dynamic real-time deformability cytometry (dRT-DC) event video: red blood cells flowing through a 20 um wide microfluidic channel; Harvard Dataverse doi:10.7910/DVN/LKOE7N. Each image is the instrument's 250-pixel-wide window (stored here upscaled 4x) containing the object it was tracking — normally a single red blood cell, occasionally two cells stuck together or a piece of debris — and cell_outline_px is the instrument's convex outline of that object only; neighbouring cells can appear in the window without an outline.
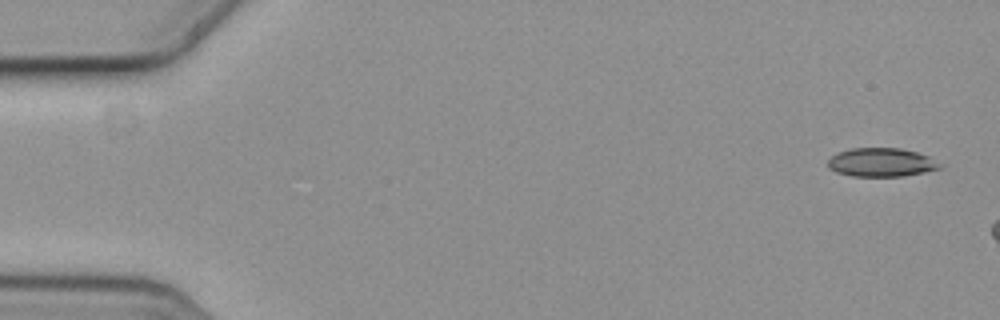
{"species": "common noctule bat (a hibernating species)", "species_latin": "Nyctalus noctula", "temperature_condition": "cold", "stored_images_in_passage": 7, "camera_frame_rate_fps": 3000, "um_per_image_px": 0.085, "animal": {"sex": "female", "body_mass_g": 19.3, "forearm_length_mm": 54.1}, "frame": {"image": 1, "passage_image": 1, "time_ms": 0.0, "image_size_px": [1000, 320], "cell_outline_px": [[944, 164], [940, 168], [924, 172], [904, 176], [852, 176], [836, 172], [828, 168], [828, 160], [832, 156], [840, 152], [852, 148], [900, 148], [916, 152], [928, 156]], "centroid_in_image_um": [74.93, 13.8], "position_along_channel_um": 10.1, "area_um2": 18.67}}